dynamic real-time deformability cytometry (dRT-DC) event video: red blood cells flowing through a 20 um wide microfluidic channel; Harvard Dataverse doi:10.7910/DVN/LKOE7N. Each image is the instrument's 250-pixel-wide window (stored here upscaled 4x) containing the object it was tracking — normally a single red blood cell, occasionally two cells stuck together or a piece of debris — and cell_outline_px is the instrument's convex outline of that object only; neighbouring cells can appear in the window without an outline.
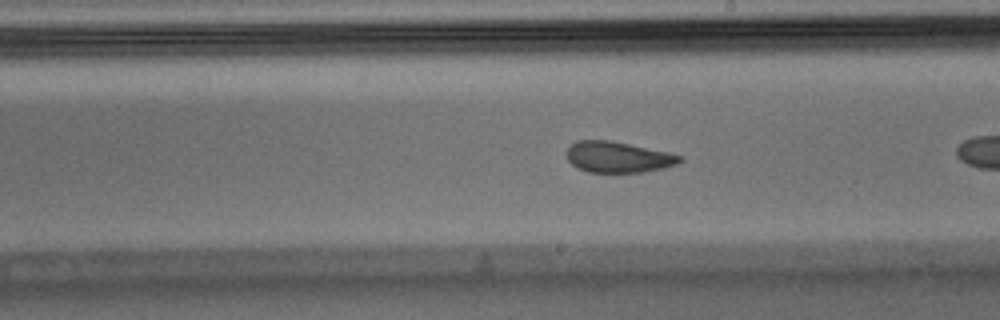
{"species": "Egyptian fruit bat (a non-hibernating species)", "species_latin": "Rousettus aegyptiacus", "temperature_condition": "warm", "stored_images_in_passage": 15, "camera_frame_rate_fps": 3000, "um_per_image_px": 0.085, "animal": {"sex": "male"}, "frame": {"image": 1, "passage_image": 11, "time_ms": 3.333, "image_size_px": [1000, 320], "cell_outline_px": [[684, 160], [676, 164], [664, 168], [644, 172], [588, 172], [576, 168], [568, 160], [568, 148], [576, 140], [608, 140], [668, 152], [684, 156]], "centroid_in_image_um": [52.56, 13.36], "position_along_channel_um": 236.4, "area_um2": 20.35}}